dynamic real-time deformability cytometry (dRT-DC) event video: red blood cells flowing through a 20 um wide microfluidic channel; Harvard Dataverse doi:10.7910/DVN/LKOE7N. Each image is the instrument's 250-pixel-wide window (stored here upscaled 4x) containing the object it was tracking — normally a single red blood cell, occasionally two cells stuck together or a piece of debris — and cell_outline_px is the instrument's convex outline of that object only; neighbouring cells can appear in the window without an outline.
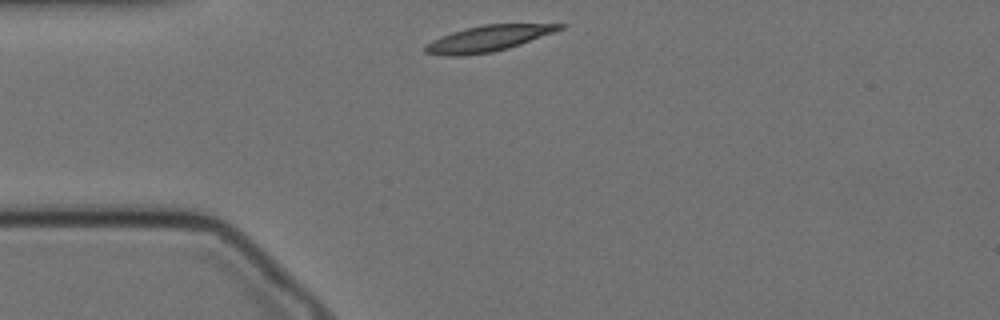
{"species": "Egyptian fruit bat (a non-hibernating species)", "species_latin": "Rousettus aegyptiacus", "temperature_condition": "cold", "stored_images_in_passage": 46, "camera_frame_rate_fps": 3000, "um_per_image_px": 0.085, "animal": {"sex": "female"}, "frame": {"image": 1, "passage_image": 1, "time_ms": 0.0, "image_size_px": [1000, 320], "cell_outline_px": [[564, 28], [520, 44], [508, 48], [492, 52], [460, 56], [444, 56], [424, 52], [424, 48], [432, 40], [452, 32], [464, 28], [484, 24], [564, 24]], "centroid_in_image_um": [41.45, 3.27], "position_along_channel_um": 43.6, "area_um2": 20.0}}
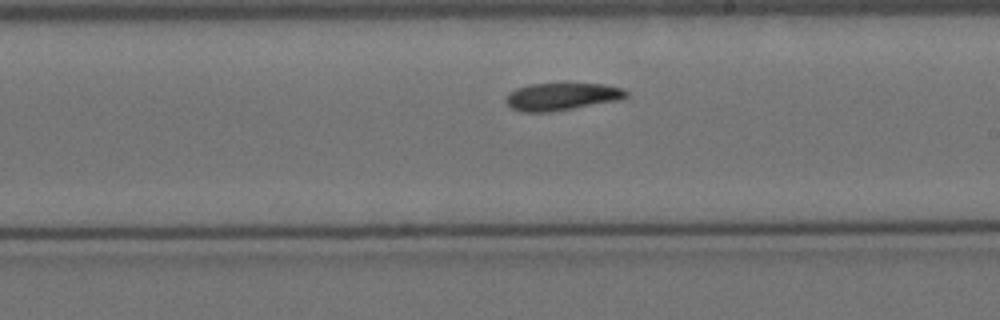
{"frame": {"image": 2, "passage_image": 20, "time_ms": 6.333, "image_size_px": [1000, 320], "cell_outline_px": [[628, 96], [620, 100], [548, 112], [520, 112], [512, 108], [504, 100], [508, 92], [516, 88], [532, 84], [604, 84], [620, 88], [628, 92]], "centroid_in_image_um": [47.71, 8.21], "position_along_channel_um": 241.3, "area_um2": 19.07}}
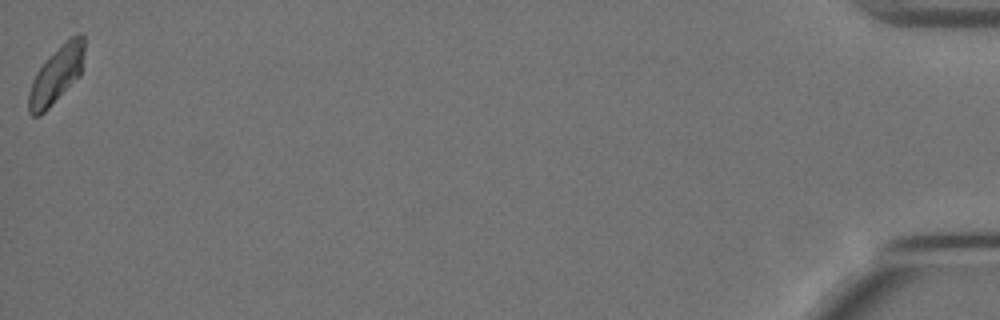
{"frame": {"image": 3, "passage_image": 46, "time_ms": 15.0, "image_size_px": [1000, 320], "cell_outline_px": [[84, 48], [80, 76], [40, 116], [32, 116], [28, 112], [28, 92], [32, 80], [36, 72], [48, 56], [72, 36], [80, 32], [84, 36]], "centroid_in_image_um": [4.77, 6.38], "position_along_channel_um": 430.4, "area_um2": 18.38}, "authors_computed_cell_mechanics": {"area_um2": 19.2474, "velocity_mm_per_s": 3.3843, "shape_relaxation_time_tau1_ms": 7.4066, "shape_relaxation_time_tau2_ms": null, "deformation_change_tau1": 0.1544, "deformation_change_tau2": null}}